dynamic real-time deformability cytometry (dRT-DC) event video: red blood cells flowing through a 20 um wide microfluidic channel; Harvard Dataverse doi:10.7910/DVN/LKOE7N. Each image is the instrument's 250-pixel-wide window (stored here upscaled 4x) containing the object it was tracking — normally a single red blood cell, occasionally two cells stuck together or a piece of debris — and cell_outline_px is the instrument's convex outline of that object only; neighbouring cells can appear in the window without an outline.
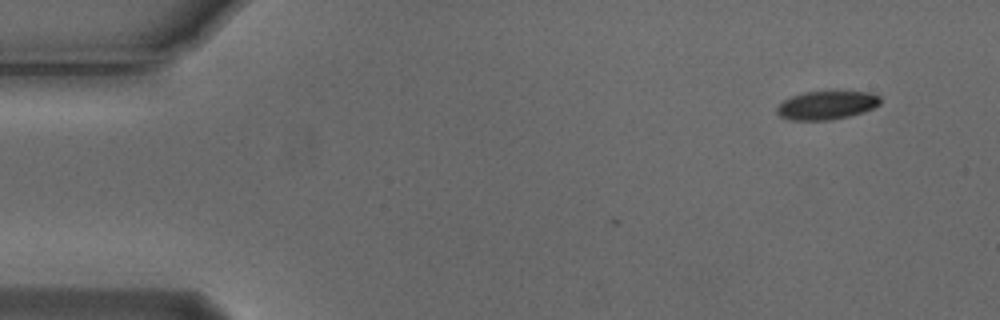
{"species": "Egyptian fruit bat (a non-hibernating species)", "species_latin": "Rousettus aegyptiacus", "temperature_condition": "cold", "stored_images_in_passage": 5, "camera_frame_rate_fps": 3000, "um_per_image_px": 0.085, "animal": {"sex": "male"}, "frame": {"image": 1, "passage_image": 1, "time_ms": 0.0, "image_size_px": [1000, 320], "cell_outline_px": [[880, 104], [864, 112], [832, 120], [792, 120], [780, 116], [776, 112], [776, 108], [784, 100], [792, 96], [804, 92], [872, 92], [880, 96]], "centroid_in_image_um": [70.27, 8.95], "position_along_channel_um": 14.7, "area_um2": 17.05}}